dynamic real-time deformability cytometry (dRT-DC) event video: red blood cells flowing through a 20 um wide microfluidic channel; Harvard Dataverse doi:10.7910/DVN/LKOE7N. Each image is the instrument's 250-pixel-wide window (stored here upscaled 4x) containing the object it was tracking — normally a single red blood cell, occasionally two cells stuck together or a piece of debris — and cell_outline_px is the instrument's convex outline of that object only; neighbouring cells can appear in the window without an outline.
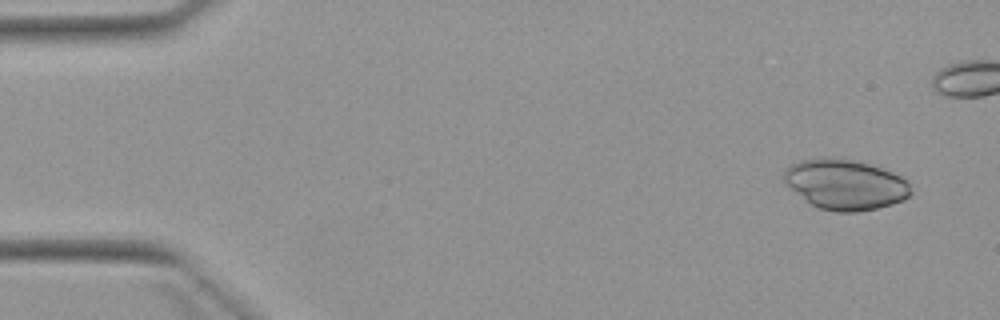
{"species": "Egyptian fruit bat (a non-hibernating species)", "species_latin": "Rousettus aegyptiacus", "temperature_condition": "warm", "stored_images_in_passage": 6, "camera_frame_rate_fps": 3000, "um_per_image_px": 0.085, "animal": {"sex": "female"}, "frame": {"image": 1, "passage_image": 1, "time_ms": 0.0, "image_size_px": [1000, 320], "cell_outline_px": [[912, 192], [904, 200], [892, 204], [876, 208], [856, 212], [836, 212], [820, 208], [812, 204], [792, 188], [784, 180], [784, 172], [792, 164], [800, 160], [820, 156], [832, 156], [856, 160], [892, 172], [908, 180]], "centroid_in_image_um": [71.88, 15.65], "position_along_channel_um": 13.1, "area_um2": 37.05}}
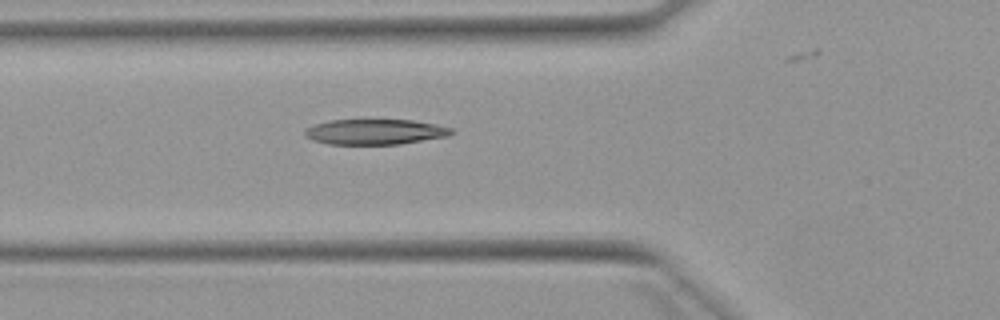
{"frame": {"image": 2, "passage_image": 6, "time_ms": 7.0, "image_size_px": [1000, 320], "cell_outline_px": [[452, 132], [448, 136], [400, 144], [328, 144], [312, 140], [304, 136], [304, 128], [312, 124], [328, 120], [412, 120], [436, 124], [452, 128]], "centroid_in_image_um": [31.81, 11.2], "position_along_channel_um": 94.0, "area_um2": 21.79}}